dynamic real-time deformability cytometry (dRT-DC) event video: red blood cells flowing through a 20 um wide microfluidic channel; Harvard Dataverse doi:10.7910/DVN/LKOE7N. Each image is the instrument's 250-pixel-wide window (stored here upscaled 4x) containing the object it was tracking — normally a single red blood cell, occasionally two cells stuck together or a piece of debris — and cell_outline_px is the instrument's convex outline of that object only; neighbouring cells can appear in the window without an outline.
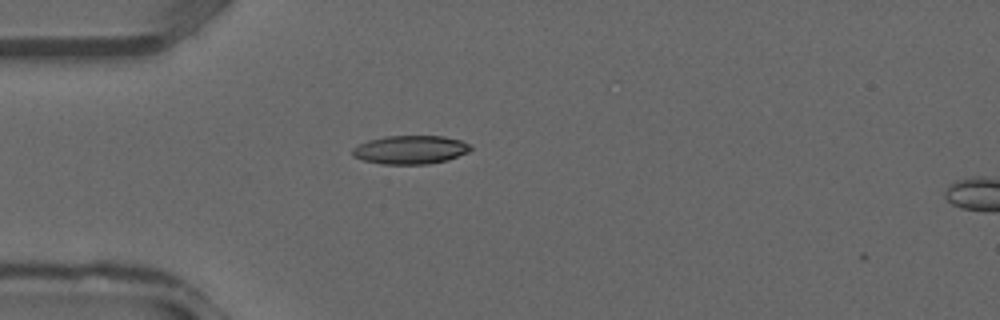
{"species": "common noctule bat (a hibernating species)", "species_latin": "Nyctalus noctula", "temperature_condition": "warm", "stored_images_in_passage": 9, "camera_frame_rate_fps": 3000, "um_per_image_px": 0.085, "animal": {"sex": "male", "forearm_length_mm": 52.5}, "frame": {"image": 1, "passage_image": 1, "time_ms": 0.0, "image_size_px": [1000, 320], "cell_outline_px": [[472, 148], [468, 152], [448, 160], [428, 164], [384, 164], [364, 160], [352, 156], [352, 148], [368, 140], [388, 136], [444, 136], [460, 140], [472, 144]], "centroid_in_image_um": [34.91, 12.73], "position_along_channel_um": 50.1, "area_um2": 19.65}}
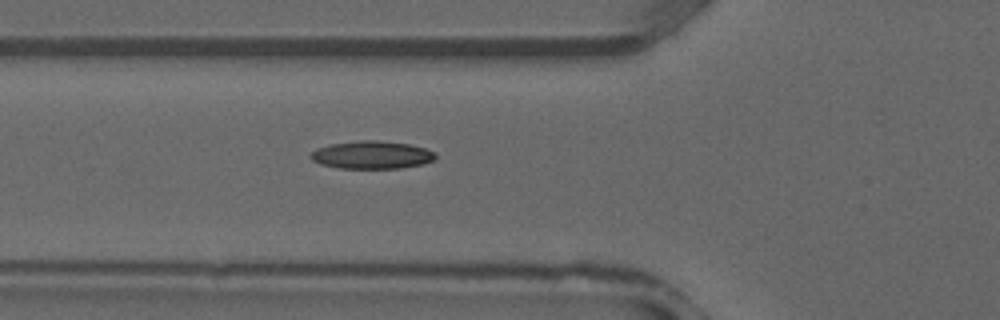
{"frame": {"image": 2, "passage_image": 4, "time_ms": 1.0, "image_size_px": [1000, 320], "cell_outline_px": [[436, 156], [432, 160], [424, 164], [400, 168], [340, 168], [320, 164], [312, 160], [308, 156], [316, 148], [332, 144], [360, 140], [376, 140], [408, 144], [424, 148], [436, 152]], "centroid_in_image_um": [31.59, 13.17], "position_along_channel_um": 94.2, "area_um2": 20.17}}
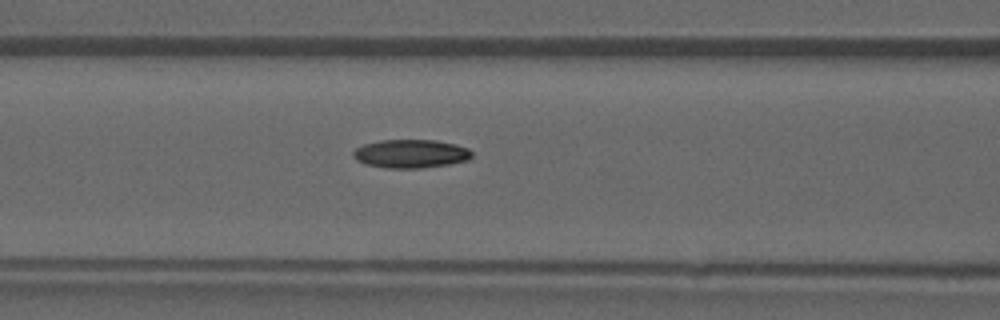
{"frame": {"image": 3, "passage_image": 6, "time_ms": 1.667, "image_size_px": [1000, 320], "cell_outline_px": [[472, 156], [468, 160], [448, 164], [420, 168], [384, 168], [364, 164], [356, 160], [352, 156], [352, 152], [356, 148], [364, 144], [380, 140], [436, 140], [456, 144], [468, 148], [472, 152]], "centroid_in_image_um": [34.89, 13.06], "position_along_channel_um": 131.7, "area_um2": 19.83}}